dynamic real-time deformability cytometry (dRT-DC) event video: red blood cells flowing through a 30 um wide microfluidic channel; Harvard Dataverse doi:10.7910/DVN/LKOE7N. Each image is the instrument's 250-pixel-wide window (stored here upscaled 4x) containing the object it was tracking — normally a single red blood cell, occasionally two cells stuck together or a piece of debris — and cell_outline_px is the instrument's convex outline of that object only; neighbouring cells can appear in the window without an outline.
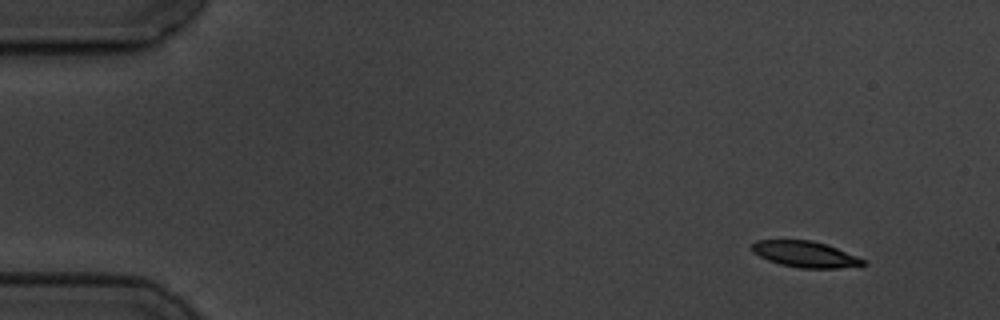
{"species": "common noctule bat (a hibernating species)", "species_latin": "Nyctalus noctula", "temperature_condition": "cold", "stored_images_in_passage": 5, "camera_frame_rate_fps": 3000, "um_per_image_px": 0.085, "animal": {"sex": "male", "body_mass_g": 19.5, "forearm_length_mm": 54.6}, "frame": {"image": 1, "passage_image": 1, "time_ms": 0.0, "image_size_px": [1000, 320], "cell_outline_px": [[868, 264], [840, 268], [800, 268], [780, 264], [768, 260], [752, 252], [752, 244], [756, 240], [812, 240], [836, 248], [856, 256], [864, 260]], "centroid_in_image_um": [68.42, 21.61], "position_along_channel_um": 16.6, "area_um2": 16.7}}
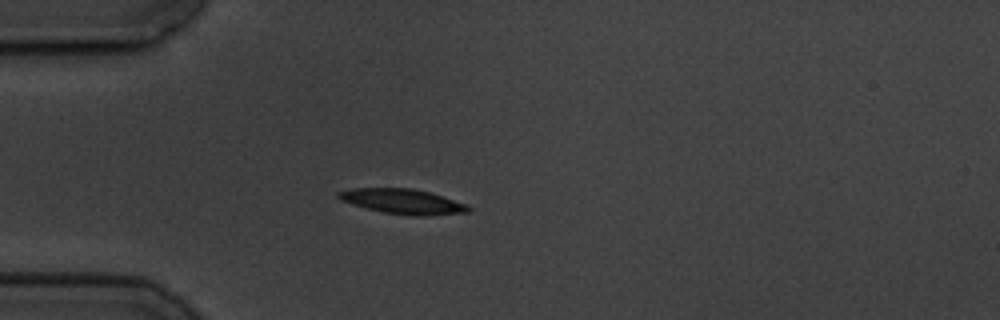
{"frame": {"image": 2, "passage_image": 4, "time_ms": 3.667, "image_size_px": [1000, 320], "cell_outline_px": [[472, 208], [468, 212], [424, 216], [412, 216], [384, 212], [364, 208], [340, 200], [336, 196], [336, 192], [352, 188], [412, 188], [444, 196], [468, 204]], "centroid_in_image_um": [34.23, 17.12], "position_along_channel_um": 50.8, "area_um2": 19.07}}